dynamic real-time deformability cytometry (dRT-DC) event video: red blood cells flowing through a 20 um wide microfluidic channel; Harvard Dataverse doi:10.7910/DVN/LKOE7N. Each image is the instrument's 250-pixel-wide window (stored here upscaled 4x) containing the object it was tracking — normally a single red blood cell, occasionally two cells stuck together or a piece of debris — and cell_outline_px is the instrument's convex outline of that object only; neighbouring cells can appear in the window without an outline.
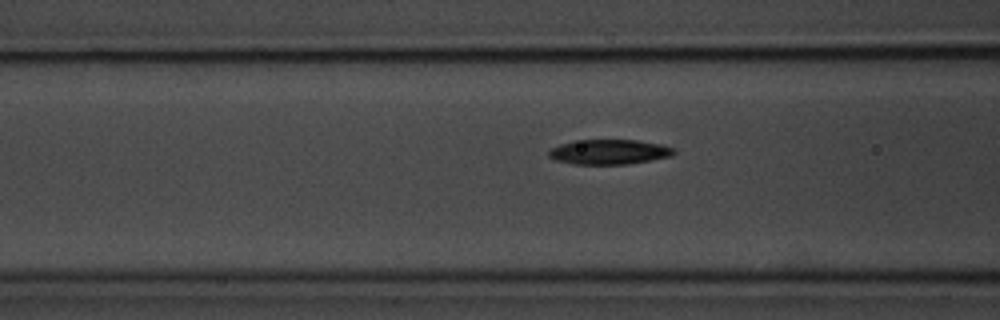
{"species": "common noctule bat (a hibernating species)", "species_latin": "Nyctalus noctula", "temperature_condition": "room temperature", "stored_images_in_passage": 12, "camera_frame_rate_fps": 3000, "um_per_image_px": 0.085, "animal": {"sex": "male", "body_mass_g": 20.1, "forearm_length_mm": 53.5}, "frame": {"image": 1, "passage_image": 10, "time_ms": 3.0, "image_size_px": [1000, 320], "cell_outline_px": [[676, 152], [672, 156], [628, 164], [576, 164], [556, 160], [548, 156], [548, 152], [552, 148], [560, 144], [572, 140], [636, 140], [660, 144], [672, 148]], "centroid_in_image_um": [51.76, 12.91], "position_along_channel_um": 114.8, "area_um2": 18.03}}